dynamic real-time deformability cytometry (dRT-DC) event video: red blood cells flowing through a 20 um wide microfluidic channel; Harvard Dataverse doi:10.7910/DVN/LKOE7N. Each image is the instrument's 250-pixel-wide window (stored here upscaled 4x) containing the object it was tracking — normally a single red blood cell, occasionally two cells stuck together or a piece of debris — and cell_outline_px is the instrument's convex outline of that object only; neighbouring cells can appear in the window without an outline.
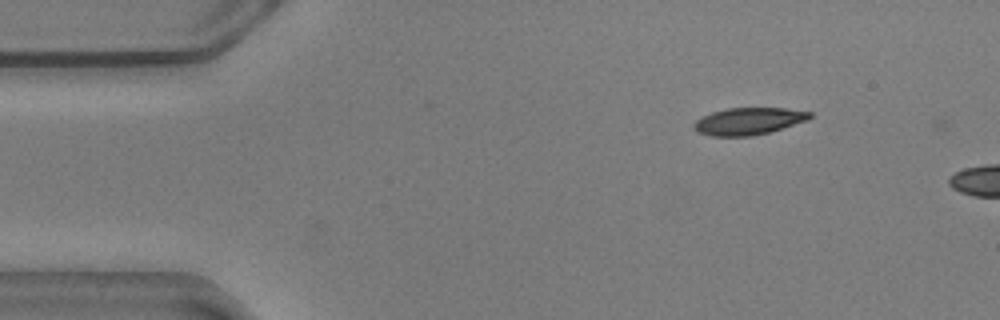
{"species": "common noctule bat (a hibernating species)", "species_latin": "Nyctalus noctula", "temperature_condition": "warm", "stored_images_in_passage": 6, "camera_frame_rate_fps": 3000, "um_per_image_px": 0.085, "animal": {"sex": "male", "body_mass_g": 20.5, "forearm_length_mm": 52.5}, "frame": {"image": 1, "passage_image": 1, "time_ms": 0.0, "image_size_px": [1000, 320], "cell_outline_px": [[812, 116], [808, 120], [768, 132], [752, 136], [712, 136], [696, 132], [692, 128], [692, 124], [700, 116], [712, 112], [728, 108], [784, 108], [812, 112]], "centroid_in_image_um": [63.57, 10.3], "position_along_channel_um": 21.4, "area_um2": 18.38}}